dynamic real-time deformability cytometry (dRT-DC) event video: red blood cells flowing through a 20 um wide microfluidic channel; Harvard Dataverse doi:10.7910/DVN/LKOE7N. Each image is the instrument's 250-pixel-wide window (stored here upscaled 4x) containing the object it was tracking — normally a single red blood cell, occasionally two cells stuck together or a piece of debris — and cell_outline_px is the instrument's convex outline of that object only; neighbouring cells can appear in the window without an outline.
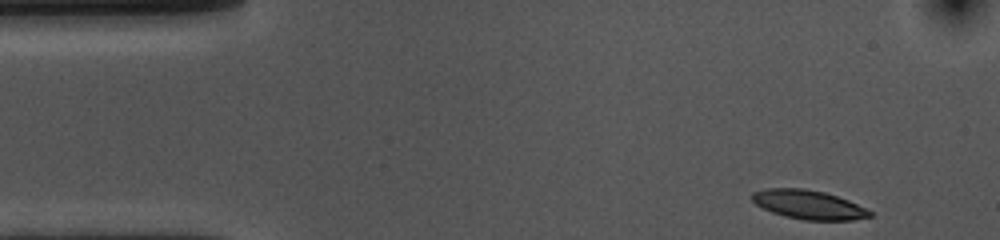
{"species": "common noctule bat (a hibernating species)", "species_latin": "Nyctalus noctula", "temperature_condition": "cold", "stored_images_in_passage": 43, "camera_frame_rate_fps": 3000, "um_per_image_px": 0.085, "animal": {"sex": "female", "body_mass_g": 10.0, "forearm_length_mm": 53.1}, "frame": {"image": 1, "passage_image": 1, "time_ms": 0.0, "image_size_px": [1000, 240], "cell_outline_px": [[872, 216], [852, 220], [804, 220], [784, 216], [772, 212], [756, 204], [752, 200], [752, 192], [768, 188], [804, 188], [824, 192], [848, 200], [872, 212]], "centroid_in_image_um": [68.71, 17.39], "position_along_channel_um": 16.3, "area_um2": 19.71}}
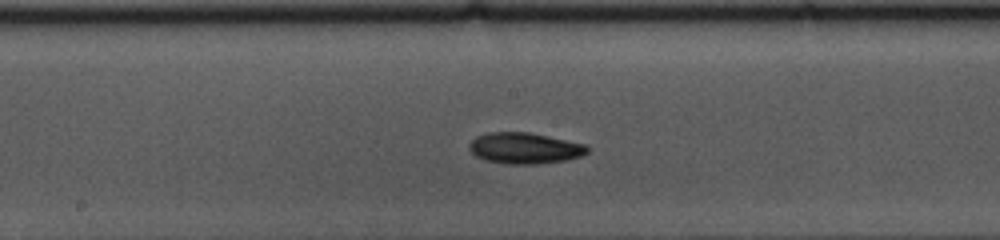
{"frame": {"image": 2, "passage_image": 23, "time_ms": 7.333, "image_size_px": [1000, 240], "cell_outline_px": [[588, 152], [580, 156], [568, 160], [536, 164], [508, 164], [484, 160], [476, 156], [468, 148], [468, 144], [476, 136], [488, 132], [528, 132], [548, 136], [584, 144], [588, 148]], "centroid_in_image_um": [44.56, 12.6], "position_along_channel_um": 203.6, "area_um2": 21.39}}
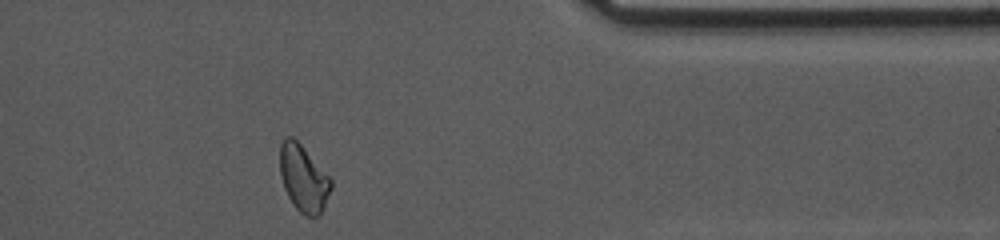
{"frame": {"image": 3, "passage_image": 40, "time_ms": 13.0, "image_size_px": [1000, 240], "cell_outline_px": [[332, 188], [324, 208], [312, 220], [300, 212], [296, 208], [288, 196], [284, 188], [280, 176], [280, 144], [284, 136], [292, 136], [300, 144], [332, 180]], "centroid_in_image_um": [25.78, 15.18], "position_along_channel_um": 385.6, "area_um2": 19.83}, "authors_computed_cell_mechanics": {"area_um2": 20.3456, "velocity_mm_per_s": 3.6107, "shape_relaxation_time_tau1_ms": 2.7363, "shape_relaxation_time_tau2_ms": null, "deformation_change_tau1": 0.1152, "deformation_change_tau2": null}}